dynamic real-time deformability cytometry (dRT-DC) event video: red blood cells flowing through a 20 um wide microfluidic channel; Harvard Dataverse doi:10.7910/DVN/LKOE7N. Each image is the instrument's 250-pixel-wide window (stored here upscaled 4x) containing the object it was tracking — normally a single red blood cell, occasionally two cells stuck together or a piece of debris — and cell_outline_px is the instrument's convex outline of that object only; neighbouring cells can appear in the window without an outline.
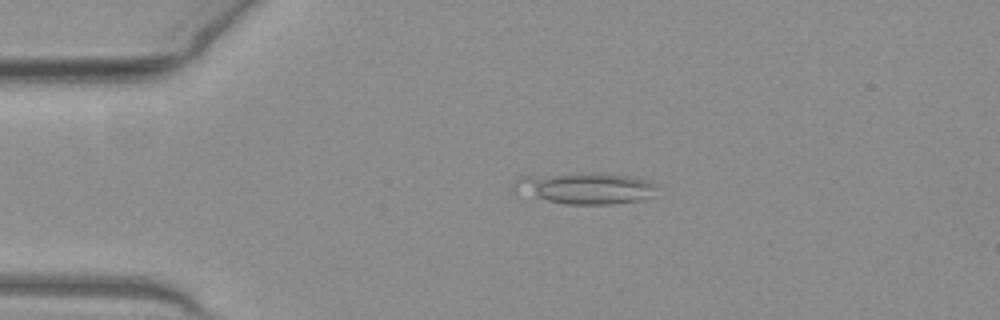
{"species": "common noctule bat (a hibernating species)", "species_latin": "Nyctalus noctula", "temperature_condition": "warm", "stored_images_in_passage": 12, "camera_frame_rate_fps": 3000, "um_per_image_px": 0.085, "animal": {"sex": "female", "body_mass_g": 19.3, "forearm_length_mm": 54.1}, "frame": {"image": 1, "passage_image": 5, "time_ms": 1.333, "image_size_px": [1000, 320], "cell_outline_px": [[656, 188], [640, 200], [608, 204], [568, 204], [516, 196], [512, 192], [512, 188], [516, 180], [520, 176], [632, 176], [652, 180], [656, 184]], "centroid_in_image_um": [49.61, 16.06], "position_along_channel_um": 35.4, "area_um2": 24.97}}
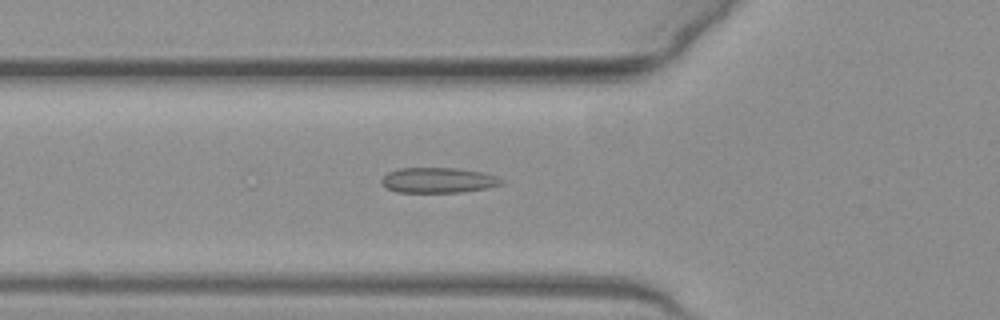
{"frame": {"image": 2, "passage_image": 12, "time_ms": 3.667, "image_size_px": [1000, 320], "cell_outline_px": [[504, 184], [488, 188], [460, 192], [396, 192], [388, 188], [380, 180], [388, 172], [400, 168], [456, 168], [480, 172], [496, 176], [504, 180]], "centroid_in_image_um": [37.28, 15.32], "position_along_channel_um": 88.5, "area_um2": 17.57}}